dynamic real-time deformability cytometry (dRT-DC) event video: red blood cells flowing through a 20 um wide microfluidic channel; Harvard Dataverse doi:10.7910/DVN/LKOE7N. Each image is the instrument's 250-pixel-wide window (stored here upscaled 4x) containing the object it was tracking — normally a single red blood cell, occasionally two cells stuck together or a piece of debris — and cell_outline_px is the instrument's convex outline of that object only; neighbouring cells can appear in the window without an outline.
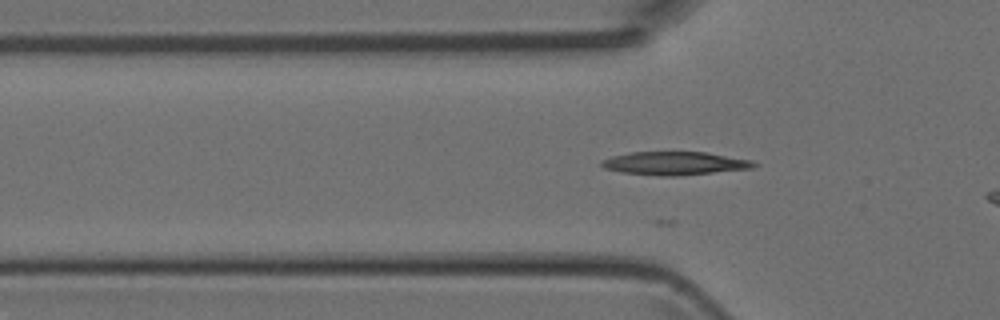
{"species": "Egyptian fruit bat (a non-hibernating species)", "species_latin": "Rousettus aegyptiacus", "temperature_condition": "room temperature", "stored_images_in_passage": 8, "camera_frame_rate_fps": 3000, "um_per_image_px": 0.085, "animal": {"sex": "female"}, "frame": {"image": 1, "passage_image": 5, "time_ms": 1.333, "image_size_px": [1000, 320], "cell_outline_px": [[760, 164], [752, 168], [676, 176], [660, 176], [620, 172], [604, 168], [600, 164], [600, 160], [612, 156], [632, 152], [708, 152], [752, 160]], "centroid_in_image_um": [57.35, 13.88], "position_along_channel_um": 68.4, "area_um2": 20.75}}